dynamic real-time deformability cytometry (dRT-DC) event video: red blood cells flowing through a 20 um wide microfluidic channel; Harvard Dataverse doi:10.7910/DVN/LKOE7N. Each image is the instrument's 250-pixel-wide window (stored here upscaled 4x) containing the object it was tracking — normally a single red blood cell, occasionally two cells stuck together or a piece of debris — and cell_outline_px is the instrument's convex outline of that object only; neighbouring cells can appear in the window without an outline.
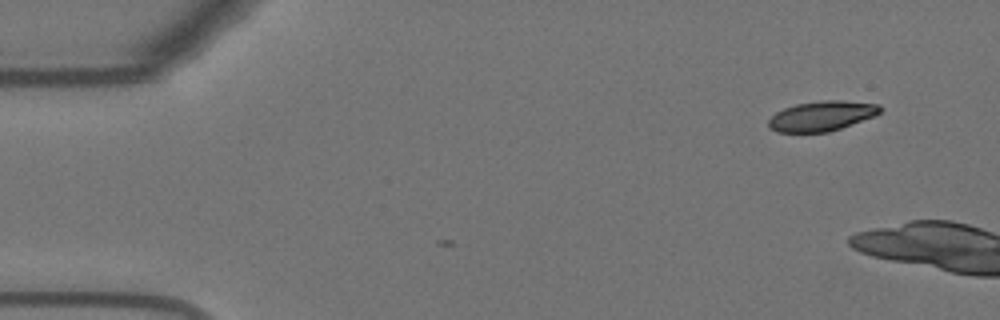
{"species": "Egyptian fruit bat (a non-hibernating species)", "species_latin": "Rousettus aegyptiacus", "temperature_condition": "warm", "stored_images_in_passage": 5, "camera_frame_rate_fps": 3000, "um_per_image_px": 0.085, "animal": {"sex": "female"}, "frame": {"image": 1, "passage_image": 1, "time_ms": 0.0, "image_size_px": [1000, 320], "cell_outline_px": [[884, 108], [876, 116], [828, 132], [776, 132], [768, 128], [768, 120], [776, 112], [784, 108], [796, 104], [820, 100], [840, 100], [880, 104]], "centroid_in_image_um": [69.86, 9.85], "position_along_channel_um": 15.1, "area_um2": 19.65}}